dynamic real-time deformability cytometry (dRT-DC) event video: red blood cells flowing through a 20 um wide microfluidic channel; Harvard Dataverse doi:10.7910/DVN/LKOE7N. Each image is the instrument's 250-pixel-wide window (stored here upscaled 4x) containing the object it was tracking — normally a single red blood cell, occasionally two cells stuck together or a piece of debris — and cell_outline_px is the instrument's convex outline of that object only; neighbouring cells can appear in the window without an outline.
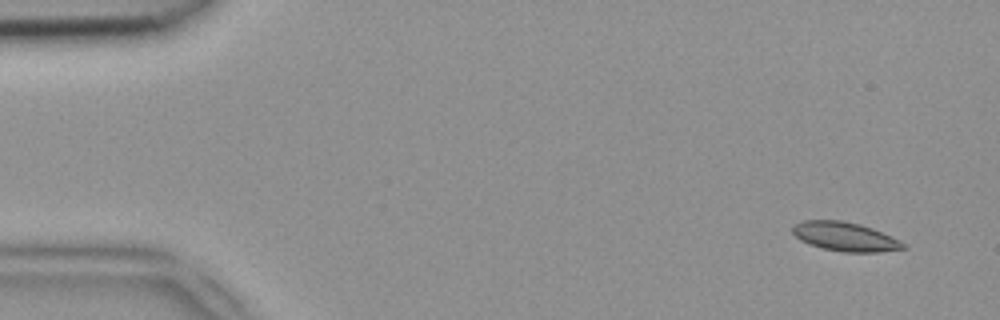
{"species": "common noctule bat (a hibernating species)", "species_latin": "Nyctalus noctula", "temperature_condition": "room temperature", "stored_images_in_passage": 48, "camera_frame_rate_fps": 3000, "um_per_image_px": 0.085, "animal": {"sex": "female", "body_mass_g": 18.4}, "frame": {"image": 1, "passage_image": 1, "time_ms": 0.0, "image_size_px": [1000, 320], "cell_outline_px": [[908, 248], [880, 252], [844, 252], [824, 248], [808, 244], [800, 240], [792, 232], [792, 228], [796, 224], [804, 220], [840, 220], [860, 224], [872, 228], [900, 240]], "centroid_in_image_um": [71.84, 20.11], "position_along_channel_um": 13.2, "area_um2": 18.61}}
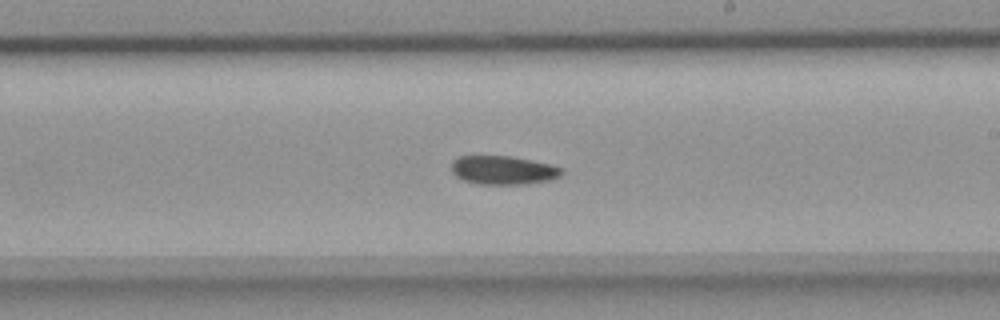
{"frame": {"image": 2, "passage_image": 27, "time_ms": 8.667, "image_size_px": [1000, 320], "cell_outline_px": [[564, 172], [560, 176], [548, 180], [524, 184], [476, 184], [460, 180], [452, 172], [452, 160], [460, 156], [512, 156], [552, 164], [560, 168]], "centroid_in_image_um": [42.74, 14.46], "position_along_channel_um": 246.3, "area_um2": 18.55}}
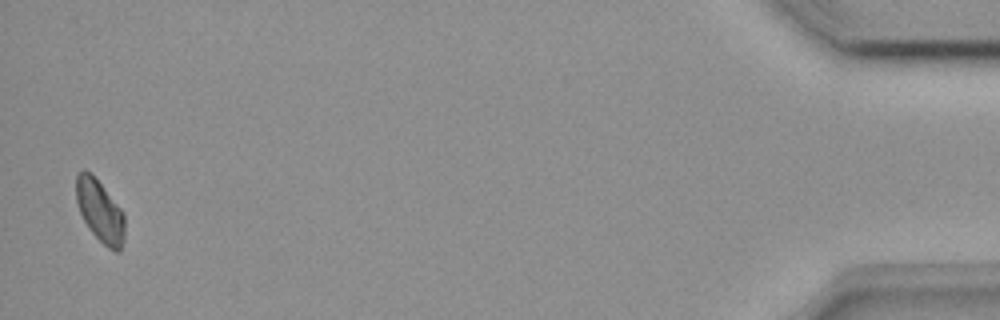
{"frame": {"image": 3, "passage_image": 47, "time_ms": 15.333, "image_size_px": [1000, 320], "cell_outline_px": [[124, 240], [120, 252], [116, 252], [108, 248], [88, 228], [80, 212], [76, 200], [76, 176], [84, 168], [100, 184], [124, 212]], "centroid_in_image_um": [8.5, 17.98], "position_along_channel_um": 426.7, "area_um2": 17.28}}